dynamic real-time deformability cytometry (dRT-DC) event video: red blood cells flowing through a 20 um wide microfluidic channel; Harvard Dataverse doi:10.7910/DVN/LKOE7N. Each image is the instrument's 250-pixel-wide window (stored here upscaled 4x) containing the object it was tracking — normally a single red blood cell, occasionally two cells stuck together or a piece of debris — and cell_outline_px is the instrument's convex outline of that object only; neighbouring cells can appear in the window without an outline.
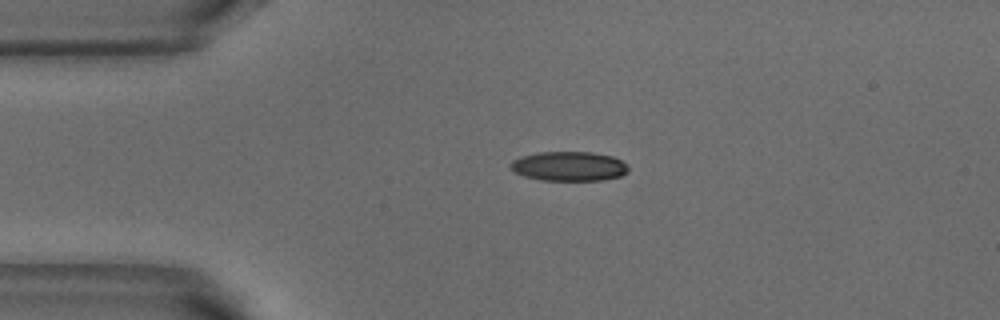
{"species": "common noctule bat (a hibernating species)", "species_latin": "Nyctalus noctula", "temperature_condition": "warm", "stored_images_in_passage": 3, "camera_frame_rate_fps": 3000, "um_per_image_px": 0.085, "animal": {"sex": "male", "body_mass_g": 18.8}, "frame": {"image": 1, "passage_image": 1, "time_ms": 0.0, "image_size_px": [1000, 320], "cell_outline_px": [[628, 172], [620, 176], [604, 180], [540, 180], [524, 176], [516, 172], [508, 164], [512, 160], [520, 156], [536, 152], [592, 152], [612, 156], [628, 164]], "centroid_in_image_um": [48.36, 14.12], "position_along_channel_um": 36.6, "area_um2": 20.35}}
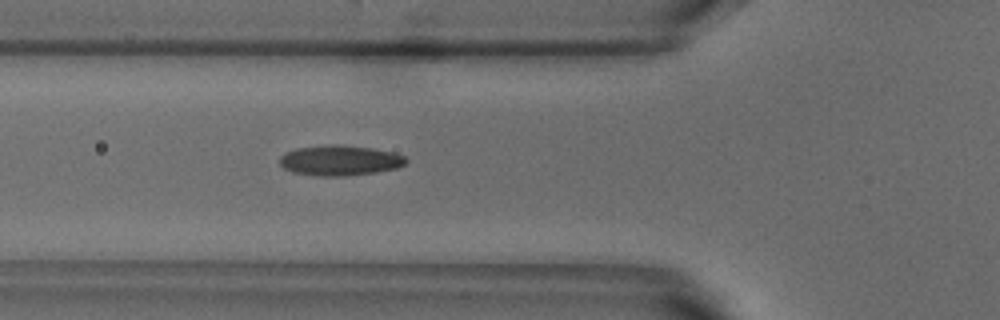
{"frame": {"image": 2, "passage_image": 3, "time_ms": 0.667, "image_size_px": [1000, 320], "cell_outline_px": [[408, 160], [404, 164], [396, 168], [376, 172], [344, 176], [320, 176], [292, 172], [284, 168], [280, 164], [280, 156], [284, 152], [296, 148], [332, 144], [340, 144], [372, 148], [392, 152], [404, 156]], "centroid_in_image_um": [28.86, 13.63], "position_along_channel_um": 96.9, "area_um2": 22.31}}